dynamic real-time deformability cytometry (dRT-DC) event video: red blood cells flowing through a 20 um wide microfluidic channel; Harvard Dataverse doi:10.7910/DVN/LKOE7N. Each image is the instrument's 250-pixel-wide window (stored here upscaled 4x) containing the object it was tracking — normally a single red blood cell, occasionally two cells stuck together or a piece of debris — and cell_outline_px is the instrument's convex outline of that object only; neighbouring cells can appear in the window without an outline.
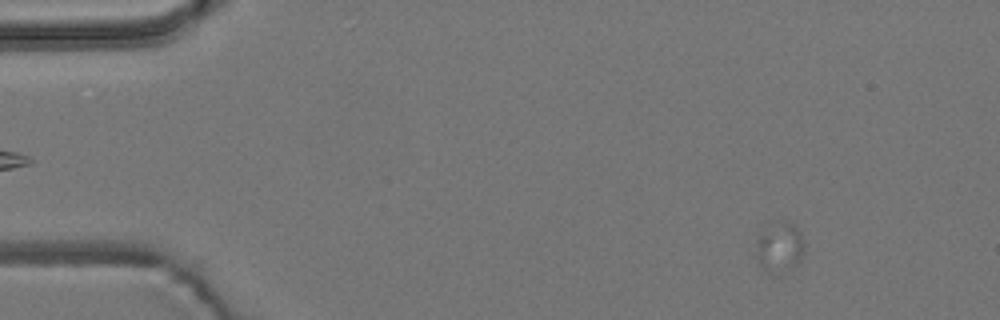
{"species": "common noctule bat (a hibernating species)", "species_latin": "Nyctalus noctula", "temperature_condition": "room temperature", "stored_images_in_passage": 37, "camera_frame_rate_fps": 3000, "um_per_image_px": 0.085, "animal": {"sex": "male", "body_mass_g": 19.2, "forearm_length_mm": 51.8}, "frame": {"image": 1, "passage_image": 7, "time_ms": 2.0, "image_size_px": [1000, 320], "cell_outline_px": [[804, 252], [800, 260], [796, 264], [776, 276], [764, 272], [756, 256], [756, 240], [768, 220], [784, 220], [792, 224], [800, 232], [804, 244]], "centroid_in_image_um": [66.22, 20.98], "position_along_channel_um": 18.8, "area_um2": 14.74}}
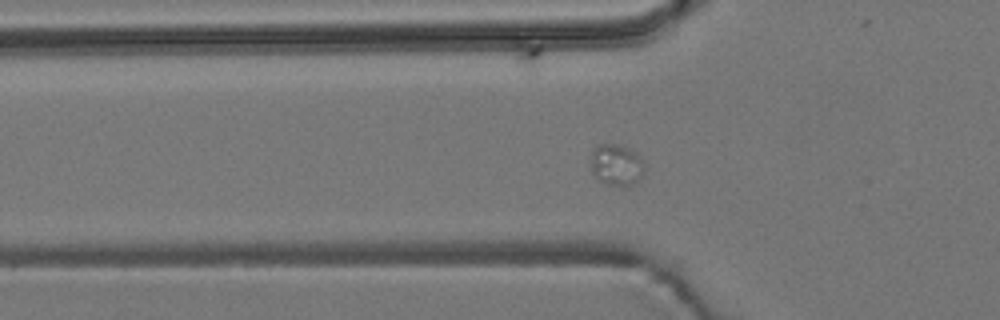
{"frame": {"image": 2, "passage_image": 20, "time_ms": 6.333, "image_size_px": [1000, 320], "cell_outline_px": [[644, 172], [632, 184], [620, 188], [600, 180], [592, 172], [592, 148], [596, 144], [620, 144], [636, 152], [644, 164]], "centroid_in_image_um": [52.39, 13.99], "position_along_channel_um": 73.4, "area_um2": 12.89}}